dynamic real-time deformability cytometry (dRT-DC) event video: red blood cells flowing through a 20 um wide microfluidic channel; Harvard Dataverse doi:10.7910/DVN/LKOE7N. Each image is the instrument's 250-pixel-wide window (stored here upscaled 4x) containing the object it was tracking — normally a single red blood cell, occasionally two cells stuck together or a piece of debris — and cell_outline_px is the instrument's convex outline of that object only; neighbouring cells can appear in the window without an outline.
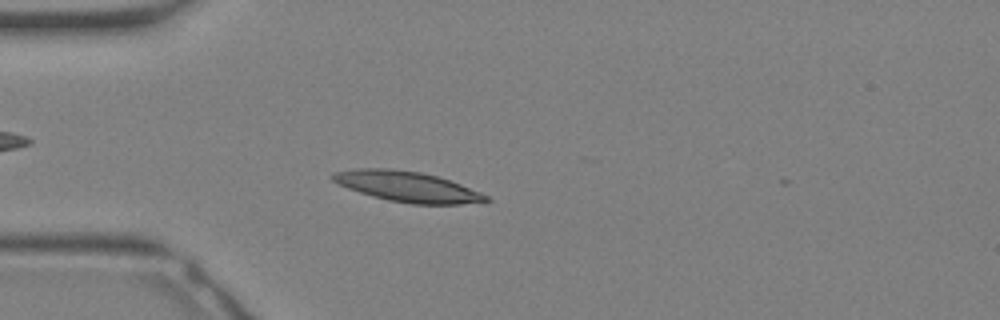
{"species": "Egyptian fruit bat (a non-hibernating species)", "species_latin": "Rousettus aegyptiacus", "temperature_condition": "warm", "stored_images_in_passage": 12, "camera_frame_rate_fps": 3000, "um_per_image_px": 0.085, "animal": {"sex": "female"}, "frame": {"image": 1, "passage_image": 9, "time_ms": 2.667, "image_size_px": [1000, 320], "cell_outline_px": [[492, 200], [460, 204], [412, 204], [388, 200], [372, 196], [348, 188], [332, 180], [332, 172], [356, 168], [388, 168], [420, 172], [436, 176], [460, 184], [480, 192], [488, 196]], "centroid_in_image_um": [34.6, 15.86], "position_along_channel_um": 50.4, "area_um2": 26.88}}
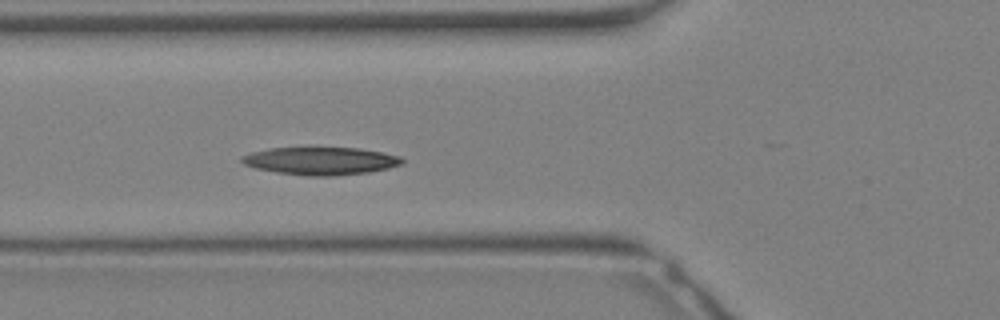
{"frame": {"image": 2, "passage_image": 12, "time_ms": 3.667, "image_size_px": [1000, 320], "cell_outline_px": [[404, 164], [388, 168], [368, 172], [332, 176], [308, 176], [276, 172], [256, 168], [244, 164], [240, 160], [240, 156], [252, 152], [268, 148], [360, 148], [400, 156], [404, 160]], "centroid_in_image_um": [27.25, 13.68], "position_along_channel_um": 98.5, "area_um2": 25.84}}